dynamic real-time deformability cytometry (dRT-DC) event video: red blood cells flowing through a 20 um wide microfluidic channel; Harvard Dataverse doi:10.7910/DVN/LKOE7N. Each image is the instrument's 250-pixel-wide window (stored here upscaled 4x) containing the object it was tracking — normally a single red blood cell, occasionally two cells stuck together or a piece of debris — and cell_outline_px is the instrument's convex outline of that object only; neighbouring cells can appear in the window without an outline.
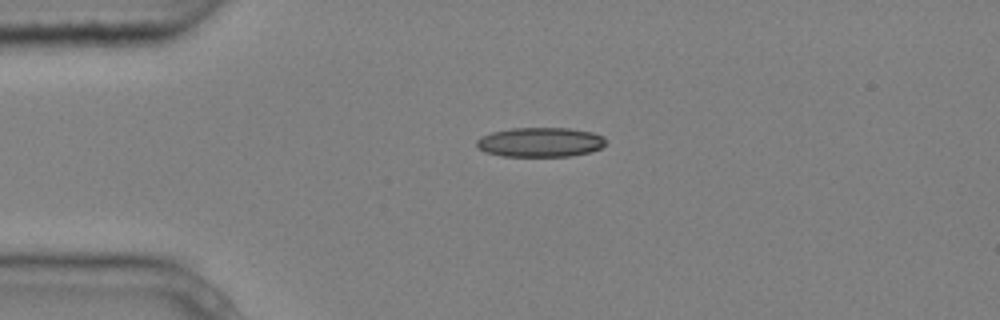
{"species": "common noctule bat (a hibernating species)", "species_latin": "Nyctalus noctula", "temperature_condition": "cold", "stored_images_in_passage": 1, "camera_frame_rate_fps": 3000, "um_per_image_px": 0.085, "animal": {"sex": "male", "body_mass_g": 20.4}, "frame": {"image": 1, "passage_image": 1, "time_ms": 0.0, "image_size_px": [1000, 320], "cell_outline_px": [[608, 140], [600, 148], [592, 152], [572, 156], [504, 156], [484, 152], [476, 148], [476, 140], [480, 136], [492, 132], [512, 128], [568, 128], [592, 132], [604, 136]], "centroid_in_image_um": [45.92, 12.09], "position_along_channel_um": 39.1, "area_um2": 22.48}}